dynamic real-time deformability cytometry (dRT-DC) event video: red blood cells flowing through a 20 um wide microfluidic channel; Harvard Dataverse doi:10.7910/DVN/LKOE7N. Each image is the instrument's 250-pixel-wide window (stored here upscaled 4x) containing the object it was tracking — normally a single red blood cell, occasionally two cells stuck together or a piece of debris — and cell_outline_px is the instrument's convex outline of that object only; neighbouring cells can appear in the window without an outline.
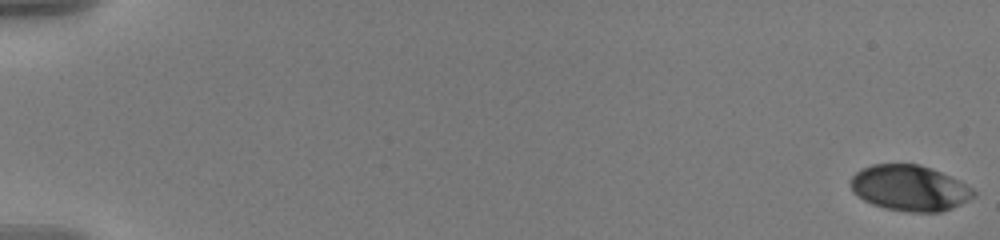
{"species": "human", "species_latin": "Homo sapiens", "temperature_condition": "warm", "stored_images_in_passage": 59, "camera_frame_rate_fps": 3000, "um_per_image_px": 0.085, "donor": {"sex": "male"}, "frame": {"image": 1, "passage_image": 1, "time_ms": 0.0, "image_size_px": [1000, 240], "cell_outline_px": [[976, 196], [952, 208], [940, 212], [908, 212], [884, 208], [872, 204], [864, 200], [852, 192], [852, 176], [856, 172], [872, 164], [920, 164], [932, 168], [972, 188], [976, 192]], "centroid_in_image_um": [77.31, 15.99], "position_along_channel_um": 7.7, "area_um2": 32.54}}
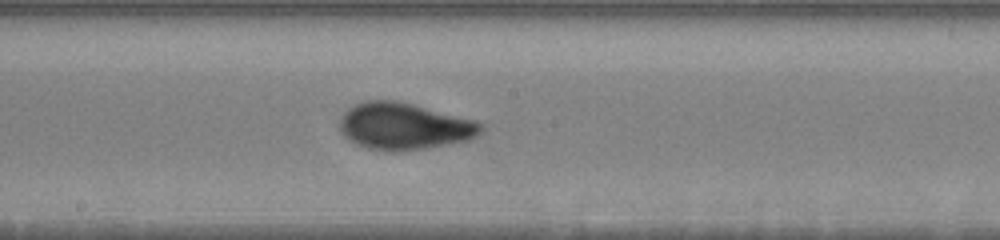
{"frame": {"image": 2, "passage_image": 34, "time_ms": 11.0, "image_size_px": [1000, 240], "cell_outline_px": [[484, 128], [476, 136], [468, 140], [424, 148], [400, 152], [392, 152], [368, 148], [356, 144], [348, 140], [340, 132], [340, 120], [344, 112], [348, 108], [364, 100], [396, 100], [476, 120]], "centroid_in_image_um": [34.31, 10.73], "position_along_channel_um": 213.9, "area_um2": 38.49}}
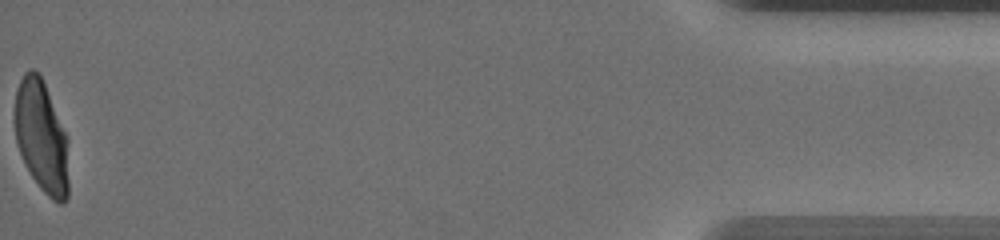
{"frame": {"image": 3, "passage_image": 59, "time_ms": 19.333, "image_size_px": [1000, 240], "cell_outline_px": [[68, 196], [64, 204], [60, 204], [52, 200], [40, 188], [32, 176], [16, 144], [12, 120], [16, 88], [24, 72], [28, 68], [32, 68], [40, 72], [68, 140]], "centroid_in_image_um": [3.5, 11.57], "position_along_channel_um": 431.7, "area_um2": 35.89}, "authors_computed_cell_mechanics": {"area_um2": 35.7204, "velocity_mm_per_s": 3.5827, "shape_relaxation_time_tau1_ms": 4.0373, "shape_relaxation_time_tau2_ms": 0.8755, "deformation_change_tau1": 0.1878, "deformation_change_tau2": 0.0559}}